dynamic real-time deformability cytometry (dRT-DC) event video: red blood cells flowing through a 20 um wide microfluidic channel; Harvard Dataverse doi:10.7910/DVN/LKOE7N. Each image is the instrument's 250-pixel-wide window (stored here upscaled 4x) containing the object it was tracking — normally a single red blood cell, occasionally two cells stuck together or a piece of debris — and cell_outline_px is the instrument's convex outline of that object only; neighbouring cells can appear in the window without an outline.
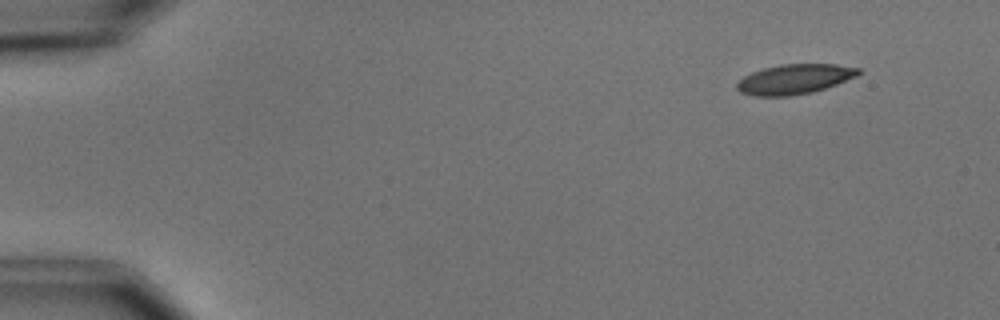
{"species": "common noctule bat (a hibernating species)", "species_latin": "Nyctalus noctula", "temperature_condition": "cold", "stored_images_in_passage": 4, "camera_frame_rate_fps": 3000, "um_per_image_px": 0.085, "animal": {"sex": "male", "body_mass_g": 15.6}, "frame": {"image": 1, "passage_image": 1, "time_ms": 0.0, "image_size_px": [1000, 320], "cell_outline_px": [[860, 72], [856, 76], [836, 84], [812, 92], [788, 96], [752, 96], [740, 92], [736, 88], [736, 84], [744, 76], [752, 72], [764, 68], [780, 64], [836, 64], [860, 68]], "centroid_in_image_um": [67.51, 6.72], "position_along_channel_um": 17.5, "area_um2": 21.04}}
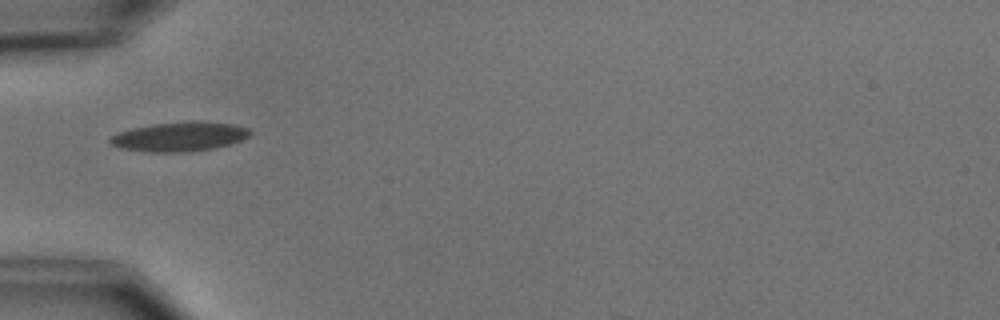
{"frame": {"image": 2, "passage_image": 4, "time_ms": 4.333, "image_size_px": [1000, 320], "cell_outline_px": [[252, 132], [248, 136], [240, 140], [228, 144], [212, 148], [184, 152], [148, 152], [120, 148], [112, 144], [108, 140], [112, 136], [120, 132], [132, 128], [152, 124], [236, 124], [248, 128]], "centroid_in_image_um": [15.2, 11.66], "position_along_channel_um": 69.8, "area_um2": 22.66}}